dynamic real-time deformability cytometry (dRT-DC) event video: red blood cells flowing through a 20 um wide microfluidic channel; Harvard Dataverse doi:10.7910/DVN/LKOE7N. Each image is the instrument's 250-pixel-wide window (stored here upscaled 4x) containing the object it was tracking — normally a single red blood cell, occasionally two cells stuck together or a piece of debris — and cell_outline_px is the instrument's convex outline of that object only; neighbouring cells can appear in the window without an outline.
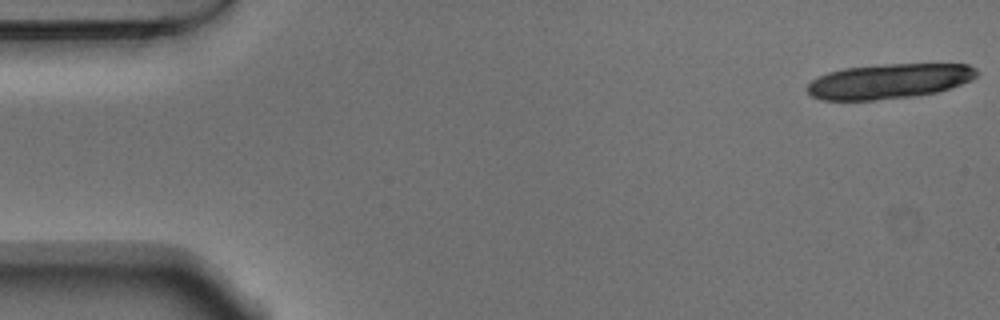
{"species": "Egyptian fruit bat (a non-hibernating species)", "species_latin": "Rousettus aegyptiacus", "temperature_condition": "warm", "stored_images_in_passage": 20, "camera_frame_rate_fps": 3000, "um_per_image_px": 0.085, "animal": {"sex": "male"}, "frame": {"image": 1, "passage_image": 1, "time_ms": 0.0, "image_size_px": [1000, 320], "cell_outline_px": [[980, 72], [972, 80], [936, 92], [916, 96], [876, 100], [820, 100], [812, 96], [804, 88], [812, 80], [828, 72], [844, 68], [892, 64], [968, 64], [976, 68]], "centroid_in_image_um": [75.56, 6.91], "position_along_channel_um": 9.4, "area_um2": 34.51}}